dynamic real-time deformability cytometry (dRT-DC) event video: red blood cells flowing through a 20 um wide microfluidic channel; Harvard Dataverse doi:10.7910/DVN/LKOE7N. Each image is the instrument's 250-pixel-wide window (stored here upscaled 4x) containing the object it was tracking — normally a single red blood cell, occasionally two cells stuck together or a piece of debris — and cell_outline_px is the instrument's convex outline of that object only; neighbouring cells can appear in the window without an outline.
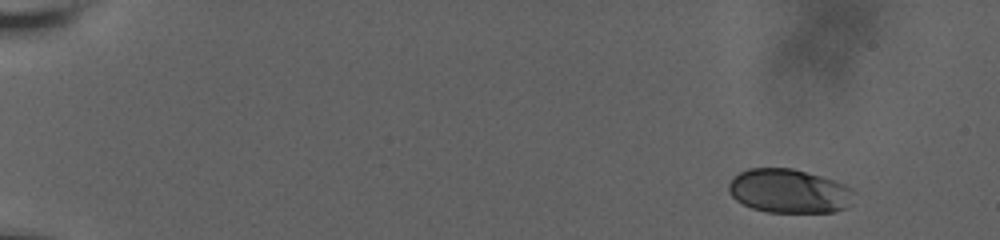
{"species": "human", "species_latin": "Homo sapiens", "temperature_condition": "room temperature", "stored_images_in_passage": 31, "camera_frame_rate_fps": 3000, "um_per_image_px": 0.085, "donor": {"sex": "male"}, "frame": {"image": 1, "passage_image": 1, "time_ms": 0.0, "image_size_px": [1000, 240], "cell_outline_px": [[848, 208], [836, 212], [768, 212], [752, 208], [736, 200], [728, 192], [728, 184], [740, 172], [748, 168], [792, 168], [820, 176], [844, 184], [848, 188]], "centroid_in_image_um": [66.98, 16.24], "position_along_channel_um": 18.0, "area_um2": 31.5}}
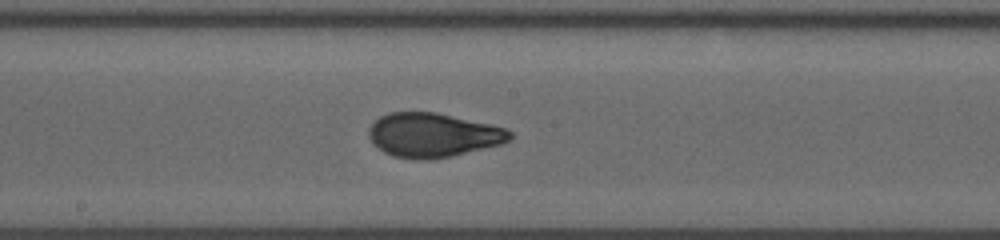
{"frame": {"image": 2, "passage_image": 17, "time_ms": 9.667, "image_size_px": [1000, 240], "cell_outline_px": [[512, 136], [508, 140], [500, 144], [452, 156], [428, 160], [420, 160], [392, 156], [384, 152], [368, 136], [368, 128], [380, 116], [388, 112], [436, 112], [492, 124], [508, 128], [512, 132]], "centroid_in_image_um": [36.82, 11.47], "position_along_channel_um": 211.4, "area_um2": 36.3}}
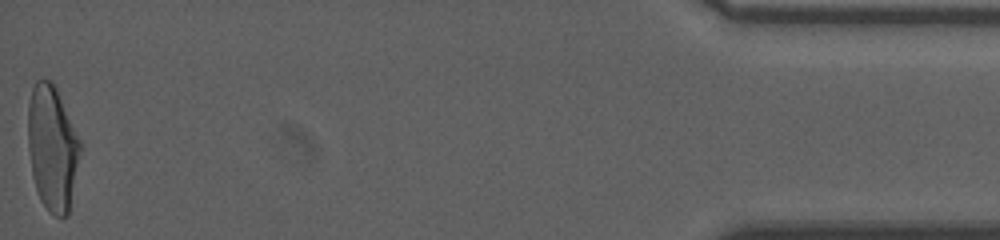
{"frame": {"image": 3, "passage_image": 31, "time_ms": 18.0, "image_size_px": [1000, 240], "cell_outline_px": [[80, 152], [68, 216], [60, 220], [52, 216], [48, 212], [40, 200], [36, 188], [32, 172], [28, 148], [28, 104], [32, 88], [36, 80], [52, 80], [56, 88], [80, 140]], "centroid_in_image_um": [4.43, 12.62], "position_along_channel_um": 430.8, "area_um2": 38.03}, "authors_computed_cell_mechanics": {"area_um2": 35.6626, "velocity_mm_per_s": 3.6486, "shape_relaxation_time_tau1_ms": 5.2217, "shape_relaxation_time_tau2_ms": null, "deformation_change_tau1": 0.1953, "deformation_change_tau2": null}}